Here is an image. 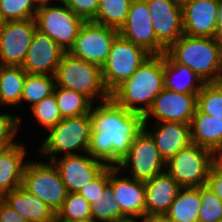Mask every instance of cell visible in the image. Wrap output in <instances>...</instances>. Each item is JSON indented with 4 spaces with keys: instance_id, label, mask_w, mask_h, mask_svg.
<instances>
[{
    "instance_id": "1",
    "label": "cell",
    "mask_w": 222,
    "mask_h": 222,
    "mask_svg": "<svg viewBox=\"0 0 222 222\" xmlns=\"http://www.w3.org/2000/svg\"><path fill=\"white\" fill-rule=\"evenodd\" d=\"M88 153L107 166L117 167L128 155L134 138L143 130V115L127 111L112 98L91 108Z\"/></svg>"
},
{
    "instance_id": "2",
    "label": "cell",
    "mask_w": 222,
    "mask_h": 222,
    "mask_svg": "<svg viewBox=\"0 0 222 222\" xmlns=\"http://www.w3.org/2000/svg\"><path fill=\"white\" fill-rule=\"evenodd\" d=\"M163 89V54L151 55L111 93V98L127 111L144 116Z\"/></svg>"
},
{
    "instance_id": "3",
    "label": "cell",
    "mask_w": 222,
    "mask_h": 222,
    "mask_svg": "<svg viewBox=\"0 0 222 222\" xmlns=\"http://www.w3.org/2000/svg\"><path fill=\"white\" fill-rule=\"evenodd\" d=\"M166 53L190 68L205 83L222 81V51L214 38L183 34Z\"/></svg>"
},
{
    "instance_id": "4",
    "label": "cell",
    "mask_w": 222,
    "mask_h": 222,
    "mask_svg": "<svg viewBox=\"0 0 222 222\" xmlns=\"http://www.w3.org/2000/svg\"><path fill=\"white\" fill-rule=\"evenodd\" d=\"M56 86L80 92L92 102L111 98L102 78V67L65 52L54 74Z\"/></svg>"
},
{
    "instance_id": "5",
    "label": "cell",
    "mask_w": 222,
    "mask_h": 222,
    "mask_svg": "<svg viewBox=\"0 0 222 222\" xmlns=\"http://www.w3.org/2000/svg\"><path fill=\"white\" fill-rule=\"evenodd\" d=\"M90 114L63 118L56 126L49 129V135L44 140L39 151L50 156V161L56 159L57 153L63 155H78L76 150L88 152L91 140Z\"/></svg>"
},
{
    "instance_id": "6",
    "label": "cell",
    "mask_w": 222,
    "mask_h": 222,
    "mask_svg": "<svg viewBox=\"0 0 222 222\" xmlns=\"http://www.w3.org/2000/svg\"><path fill=\"white\" fill-rule=\"evenodd\" d=\"M150 56L141 46L118 35L112 42L106 63L102 66L103 82L109 93L129 79Z\"/></svg>"
},
{
    "instance_id": "7",
    "label": "cell",
    "mask_w": 222,
    "mask_h": 222,
    "mask_svg": "<svg viewBox=\"0 0 222 222\" xmlns=\"http://www.w3.org/2000/svg\"><path fill=\"white\" fill-rule=\"evenodd\" d=\"M22 187L44 201L55 213L68 195L66 185L52 161L28 162L23 173Z\"/></svg>"
},
{
    "instance_id": "8",
    "label": "cell",
    "mask_w": 222,
    "mask_h": 222,
    "mask_svg": "<svg viewBox=\"0 0 222 222\" xmlns=\"http://www.w3.org/2000/svg\"><path fill=\"white\" fill-rule=\"evenodd\" d=\"M211 156L210 150L191 143L166 162L165 170L182 187H200L207 184Z\"/></svg>"
},
{
    "instance_id": "9",
    "label": "cell",
    "mask_w": 222,
    "mask_h": 222,
    "mask_svg": "<svg viewBox=\"0 0 222 222\" xmlns=\"http://www.w3.org/2000/svg\"><path fill=\"white\" fill-rule=\"evenodd\" d=\"M64 6L43 5L35 15L37 30L49 36L65 52L73 46L85 20Z\"/></svg>"
},
{
    "instance_id": "10",
    "label": "cell",
    "mask_w": 222,
    "mask_h": 222,
    "mask_svg": "<svg viewBox=\"0 0 222 222\" xmlns=\"http://www.w3.org/2000/svg\"><path fill=\"white\" fill-rule=\"evenodd\" d=\"M118 35V30L114 28L85 21L68 53L102 67L107 61L112 42Z\"/></svg>"
},
{
    "instance_id": "11",
    "label": "cell",
    "mask_w": 222,
    "mask_h": 222,
    "mask_svg": "<svg viewBox=\"0 0 222 222\" xmlns=\"http://www.w3.org/2000/svg\"><path fill=\"white\" fill-rule=\"evenodd\" d=\"M129 165L131 177L144 182L165 172L163 169L166 168V162L144 129L134 138L128 155L117 167L123 170Z\"/></svg>"
},
{
    "instance_id": "12",
    "label": "cell",
    "mask_w": 222,
    "mask_h": 222,
    "mask_svg": "<svg viewBox=\"0 0 222 222\" xmlns=\"http://www.w3.org/2000/svg\"><path fill=\"white\" fill-rule=\"evenodd\" d=\"M36 29L35 19L0 22V65L22 66Z\"/></svg>"
},
{
    "instance_id": "13",
    "label": "cell",
    "mask_w": 222,
    "mask_h": 222,
    "mask_svg": "<svg viewBox=\"0 0 222 222\" xmlns=\"http://www.w3.org/2000/svg\"><path fill=\"white\" fill-rule=\"evenodd\" d=\"M119 35L141 46L151 55H162L166 48L157 40L146 0H132Z\"/></svg>"
},
{
    "instance_id": "14",
    "label": "cell",
    "mask_w": 222,
    "mask_h": 222,
    "mask_svg": "<svg viewBox=\"0 0 222 222\" xmlns=\"http://www.w3.org/2000/svg\"><path fill=\"white\" fill-rule=\"evenodd\" d=\"M197 108V94L179 93L163 89L154 99L151 108L143 116L144 124H148L152 115L156 122H180L191 124Z\"/></svg>"
},
{
    "instance_id": "15",
    "label": "cell",
    "mask_w": 222,
    "mask_h": 222,
    "mask_svg": "<svg viewBox=\"0 0 222 222\" xmlns=\"http://www.w3.org/2000/svg\"><path fill=\"white\" fill-rule=\"evenodd\" d=\"M86 154L65 155L59 160H52L68 193H79L107 167L88 152Z\"/></svg>"
},
{
    "instance_id": "16",
    "label": "cell",
    "mask_w": 222,
    "mask_h": 222,
    "mask_svg": "<svg viewBox=\"0 0 222 222\" xmlns=\"http://www.w3.org/2000/svg\"><path fill=\"white\" fill-rule=\"evenodd\" d=\"M157 40L168 49L183 34L182 2L146 0Z\"/></svg>"
},
{
    "instance_id": "17",
    "label": "cell",
    "mask_w": 222,
    "mask_h": 222,
    "mask_svg": "<svg viewBox=\"0 0 222 222\" xmlns=\"http://www.w3.org/2000/svg\"><path fill=\"white\" fill-rule=\"evenodd\" d=\"M220 4L221 0H184L182 2L184 34L214 38Z\"/></svg>"
},
{
    "instance_id": "18",
    "label": "cell",
    "mask_w": 222,
    "mask_h": 222,
    "mask_svg": "<svg viewBox=\"0 0 222 222\" xmlns=\"http://www.w3.org/2000/svg\"><path fill=\"white\" fill-rule=\"evenodd\" d=\"M64 53L49 36L36 29L21 67L27 74L54 76Z\"/></svg>"
},
{
    "instance_id": "19",
    "label": "cell",
    "mask_w": 222,
    "mask_h": 222,
    "mask_svg": "<svg viewBox=\"0 0 222 222\" xmlns=\"http://www.w3.org/2000/svg\"><path fill=\"white\" fill-rule=\"evenodd\" d=\"M120 169L110 166L109 186L124 218H145V184L133 178L118 177ZM117 175V176H116Z\"/></svg>"
},
{
    "instance_id": "20",
    "label": "cell",
    "mask_w": 222,
    "mask_h": 222,
    "mask_svg": "<svg viewBox=\"0 0 222 222\" xmlns=\"http://www.w3.org/2000/svg\"><path fill=\"white\" fill-rule=\"evenodd\" d=\"M144 184L145 217H163L182 188L166 171Z\"/></svg>"
},
{
    "instance_id": "21",
    "label": "cell",
    "mask_w": 222,
    "mask_h": 222,
    "mask_svg": "<svg viewBox=\"0 0 222 222\" xmlns=\"http://www.w3.org/2000/svg\"><path fill=\"white\" fill-rule=\"evenodd\" d=\"M155 126V131H147V124L143 125V129L152 137L165 162L192 143L190 124L156 122Z\"/></svg>"
},
{
    "instance_id": "22",
    "label": "cell",
    "mask_w": 222,
    "mask_h": 222,
    "mask_svg": "<svg viewBox=\"0 0 222 222\" xmlns=\"http://www.w3.org/2000/svg\"><path fill=\"white\" fill-rule=\"evenodd\" d=\"M1 199L26 222H56V213L22 186L4 194Z\"/></svg>"
},
{
    "instance_id": "23",
    "label": "cell",
    "mask_w": 222,
    "mask_h": 222,
    "mask_svg": "<svg viewBox=\"0 0 222 222\" xmlns=\"http://www.w3.org/2000/svg\"><path fill=\"white\" fill-rule=\"evenodd\" d=\"M164 88L179 93L198 94L205 82L185 65L163 54ZM198 82V83H197Z\"/></svg>"
},
{
    "instance_id": "24",
    "label": "cell",
    "mask_w": 222,
    "mask_h": 222,
    "mask_svg": "<svg viewBox=\"0 0 222 222\" xmlns=\"http://www.w3.org/2000/svg\"><path fill=\"white\" fill-rule=\"evenodd\" d=\"M25 153V146L18 143L0 157V198L22 186Z\"/></svg>"
},
{
    "instance_id": "25",
    "label": "cell",
    "mask_w": 222,
    "mask_h": 222,
    "mask_svg": "<svg viewBox=\"0 0 222 222\" xmlns=\"http://www.w3.org/2000/svg\"><path fill=\"white\" fill-rule=\"evenodd\" d=\"M190 127L192 143L202 148L212 151L222 142V118L204 114L196 108Z\"/></svg>"
},
{
    "instance_id": "26",
    "label": "cell",
    "mask_w": 222,
    "mask_h": 222,
    "mask_svg": "<svg viewBox=\"0 0 222 222\" xmlns=\"http://www.w3.org/2000/svg\"><path fill=\"white\" fill-rule=\"evenodd\" d=\"M200 187H182L164 217L169 222H199Z\"/></svg>"
},
{
    "instance_id": "27",
    "label": "cell",
    "mask_w": 222,
    "mask_h": 222,
    "mask_svg": "<svg viewBox=\"0 0 222 222\" xmlns=\"http://www.w3.org/2000/svg\"><path fill=\"white\" fill-rule=\"evenodd\" d=\"M26 75L21 66L0 65V105L21 104Z\"/></svg>"
},
{
    "instance_id": "28",
    "label": "cell",
    "mask_w": 222,
    "mask_h": 222,
    "mask_svg": "<svg viewBox=\"0 0 222 222\" xmlns=\"http://www.w3.org/2000/svg\"><path fill=\"white\" fill-rule=\"evenodd\" d=\"M54 95L62 118L90 114L93 107V102L80 92L55 86Z\"/></svg>"
},
{
    "instance_id": "29",
    "label": "cell",
    "mask_w": 222,
    "mask_h": 222,
    "mask_svg": "<svg viewBox=\"0 0 222 222\" xmlns=\"http://www.w3.org/2000/svg\"><path fill=\"white\" fill-rule=\"evenodd\" d=\"M131 1L132 0H99L97 14L92 22L119 31L126 21Z\"/></svg>"
},
{
    "instance_id": "30",
    "label": "cell",
    "mask_w": 222,
    "mask_h": 222,
    "mask_svg": "<svg viewBox=\"0 0 222 222\" xmlns=\"http://www.w3.org/2000/svg\"><path fill=\"white\" fill-rule=\"evenodd\" d=\"M91 205L79 193H68L56 212V222H91Z\"/></svg>"
},
{
    "instance_id": "31",
    "label": "cell",
    "mask_w": 222,
    "mask_h": 222,
    "mask_svg": "<svg viewBox=\"0 0 222 222\" xmlns=\"http://www.w3.org/2000/svg\"><path fill=\"white\" fill-rule=\"evenodd\" d=\"M56 83L53 75L27 74L21 96V103H31V107L42 99L54 94Z\"/></svg>"
},
{
    "instance_id": "32",
    "label": "cell",
    "mask_w": 222,
    "mask_h": 222,
    "mask_svg": "<svg viewBox=\"0 0 222 222\" xmlns=\"http://www.w3.org/2000/svg\"><path fill=\"white\" fill-rule=\"evenodd\" d=\"M197 109L212 117L222 118V81L204 84L197 94Z\"/></svg>"
},
{
    "instance_id": "33",
    "label": "cell",
    "mask_w": 222,
    "mask_h": 222,
    "mask_svg": "<svg viewBox=\"0 0 222 222\" xmlns=\"http://www.w3.org/2000/svg\"><path fill=\"white\" fill-rule=\"evenodd\" d=\"M115 199L112 188L108 186L105 189V195L91 204L92 222H117L121 220L122 212Z\"/></svg>"
},
{
    "instance_id": "34",
    "label": "cell",
    "mask_w": 222,
    "mask_h": 222,
    "mask_svg": "<svg viewBox=\"0 0 222 222\" xmlns=\"http://www.w3.org/2000/svg\"><path fill=\"white\" fill-rule=\"evenodd\" d=\"M37 10L33 0H0V22L35 19Z\"/></svg>"
},
{
    "instance_id": "35",
    "label": "cell",
    "mask_w": 222,
    "mask_h": 222,
    "mask_svg": "<svg viewBox=\"0 0 222 222\" xmlns=\"http://www.w3.org/2000/svg\"><path fill=\"white\" fill-rule=\"evenodd\" d=\"M30 109H32L37 122L46 127L47 130L56 126L63 119L54 94L42 99Z\"/></svg>"
},
{
    "instance_id": "36",
    "label": "cell",
    "mask_w": 222,
    "mask_h": 222,
    "mask_svg": "<svg viewBox=\"0 0 222 222\" xmlns=\"http://www.w3.org/2000/svg\"><path fill=\"white\" fill-rule=\"evenodd\" d=\"M201 208L199 222L222 221V202L207 186H200Z\"/></svg>"
},
{
    "instance_id": "37",
    "label": "cell",
    "mask_w": 222,
    "mask_h": 222,
    "mask_svg": "<svg viewBox=\"0 0 222 222\" xmlns=\"http://www.w3.org/2000/svg\"><path fill=\"white\" fill-rule=\"evenodd\" d=\"M109 179L110 166H107L93 181L87 184L79 194L91 205L105 195V189L109 186Z\"/></svg>"
},
{
    "instance_id": "38",
    "label": "cell",
    "mask_w": 222,
    "mask_h": 222,
    "mask_svg": "<svg viewBox=\"0 0 222 222\" xmlns=\"http://www.w3.org/2000/svg\"><path fill=\"white\" fill-rule=\"evenodd\" d=\"M76 15L85 21H92L97 14L99 0H61Z\"/></svg>"
},
{
    "instance_id": "39",
    "label": "cell",
    "mask_w": 222,
    "mask_h": 222,
    "mask_svg": "<svg viewBox=\"0 0 222 222\" xmlns=\"http://www.w3.org/2000/svg\"><path fill=\"white\" fill-rule=\"evenodd\" d=\"M21 119L9 113L0 114V142H14Z\"/></svg>"
},
{
    "instance_id": "40",
    "label": "cell",
    "mask_w": 222,
    "mask_h": 222,
    "mask_svg": "<svg viewBox=\"0 0 222 222\" xmlns=\"http://www.w3.org/2000/svg\"><path fill=\"white\" fill-rule=\"evenodd\" d=\"M206 185L222 202V168L211 167Z\"/></svg>"
},
{
    "instance_id": "41",
    "label": "cell",
    "mask_w": 222,
    "mask_h": 222,
    "mask_svg": "<svg viewBox=\"0 0 222 222\" xmlns=\"http://www.w3.org/2000/svg\"><path fill=\"white\" fill-rule=\"evenodd\" d=\"M0 222H26L13 208L0 198Z\"/></svg>"
},
{
    "instance_id": "42",
    "label": "cell",
    "mask_w": 222,
    "mask_h": 222,
    "mask_svg": "<svg viewBox=\"0 0 222 222\" xmlns=\"http://www.w3.org/2000/svg\"><path fill=\"white\" fill-rule=\"evenodd\" d=\"M212 166L222 168V142L218 143L211 151ZM217 155V156H216Z\"/></svg>"
},
{
    "instance_id": "43",
    "label": "cell",
    "mask_w": 222,
    "mask_h": 222,
    "mask_svg": "<svg viewBox=\"0 0 222 222\" xmlns=\"http://www.w3.org/2000/svg\"><path fill=\"white\" fill-rule=\"evenodd\" d=\"M214 39L222 51V0L219 7L218 26Z\"/></svg>"
},
{
    "instance_id": "44",
    "label": "cell",
    "mask_w": 222,
    "mask_h": 222,
    "mask_svg": "<svg viewBox=\"0 0 222 222\" xmlns=\"http://www.w3.org/2000/svg\"><path fill=\"white\" fill-rule=\"evenodd\" d=\"M17 142H0V157L8 152Z\"/></svg>"
},
{
    "instance_id": "45",
    "label": "cell",
    "mask_w": 222,
    "mask_h": 222,
    "mask_svg": "<svg viewBox=\"0 0 222 222\" xmlns=\"http://www.w3.org/2000/svg\"><path fill=\"white\" fill-rule=\"evenodd\" d=\"M143 222H169L164 216L163 217H145Z\"/></svg>"
},
{
    "instance_id": "46",
    "label": "cell",
    "mask_w": 222,
    "mask_h": 222,
    "mask_svg": "<svg viewBox=\"0 0 222 222\" xmlns=\"http://www.w3.org/2000/svg\"><path fill=\"white\" fill-rule=\"evenodd\" d=\"M52 0H33V2L35 3V5L37 7L43 6V5H48V3H50ZM61 2V0H58Z\"/></svg>"
},
{
    "instance_id": "47",
    "label": "cell",
    "mask_w": 222,
    "mask_h": 222,
    "mask_svg": "<svg viewBox=\"0 0 222 222\" xmlns=\"http://www.w3.org/2000/svg\"><path fill=\"white\" fill-rule=\"evenodd\" d=\"M143 222V218L141 219ZM138 220H136V218H124L121 220H118L117 222H137Z\"/></svg>"
}]
</instances>
